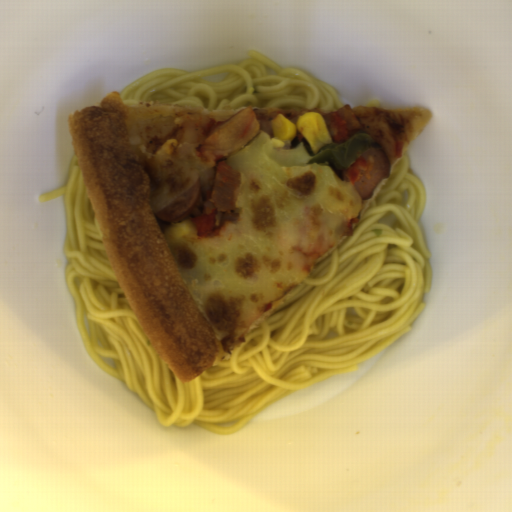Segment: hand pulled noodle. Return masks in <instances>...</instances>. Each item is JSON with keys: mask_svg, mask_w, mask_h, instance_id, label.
<instances>
[{"mask_svg": "<svg viewBox=\"0 0 512 512\" xmlns=\"http://www.w3.org/2000/svg\"><path fill=\"white\" fill-rule=\"evenodd\" d=\"M120 93L128 100L208 109L335 111L345 107L330 84L292 67H280L256 50L237 64L196 71L156 67Z\"/></svg>", "mask_w": 512, "mask_h": 512, "instance_id": "obj_2", "label": "hand pulled noodle"}, {"mask_svg": "<svg viewBox=\"0 0 512 512\" xmlns=\"http://www.w3.org/2000/svg\"><path fill=\"white\" fill-rule=\"evenodd\" d=\"M64 195L65 275L81 343L165 427L235 435L284 396L358 370L412 329L431 269L420 223L425 192L401 155L344 235L214 366L181 382L157 353L115 274L76 152Z\"/></svg>", "mask_w": 512, "mask_h": 512, "instance_id": "obj_1", "label": "hand pulled noodle"}, {"mask_svg": "<svg viewBox=\"0 0 512 512\" xmlns=\"http://www.w3.org/2000/svg\"><path fill=\"white\" fill-rule=\"evenodd\" d=\"M363 106H378L382 107L379 99H369L368 102Z\"/></svg>", "mask_w": 512, "mask_h": 512, "instance_id": "obj_3", "label": "hand pulled noodle"}]
</instances>
